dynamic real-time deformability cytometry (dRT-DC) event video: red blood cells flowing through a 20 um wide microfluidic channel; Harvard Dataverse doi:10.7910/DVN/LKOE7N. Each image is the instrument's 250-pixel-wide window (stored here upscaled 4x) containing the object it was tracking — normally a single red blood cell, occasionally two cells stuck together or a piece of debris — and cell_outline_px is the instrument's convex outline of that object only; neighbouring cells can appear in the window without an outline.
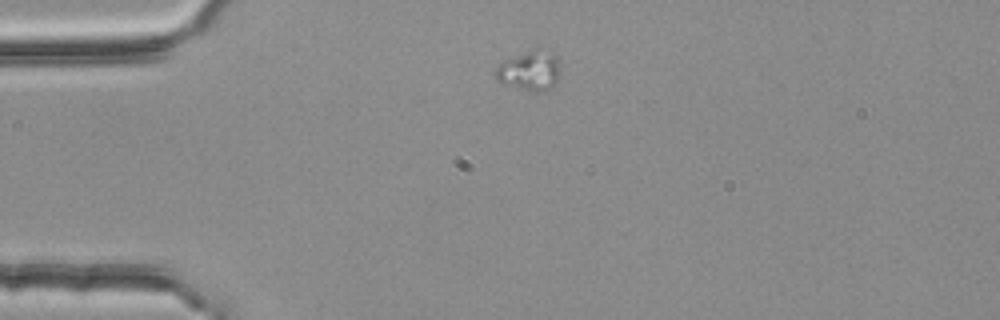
{"species": "common noctule bat (a hibernating species)", "species_latin": "Nyctalus noctula", "temperature_condition": "room temperature", "stored_images_in_passage": 1, "camera_frame_rate_fps": 3000, "um_per_image_px": 0.085, "animal": {"sex": "female", "body_mass_g": 25.1}, "frame": {"image": 1, "passage_image": 1, "time_ms": 0.0, "image_size_px": [1000, 320], "cell_outline_px": [[560, 64], [556, 84], [544, 92], [536, 92], [500, 84], [496, 80], [496, 68], [504, 60], [524, 52], [536, 48], [552, 56]], "centroid_in_image_um": [44.98, 6.06], "position_along_channel_um": 40.0, "area_um2": 14.74}}